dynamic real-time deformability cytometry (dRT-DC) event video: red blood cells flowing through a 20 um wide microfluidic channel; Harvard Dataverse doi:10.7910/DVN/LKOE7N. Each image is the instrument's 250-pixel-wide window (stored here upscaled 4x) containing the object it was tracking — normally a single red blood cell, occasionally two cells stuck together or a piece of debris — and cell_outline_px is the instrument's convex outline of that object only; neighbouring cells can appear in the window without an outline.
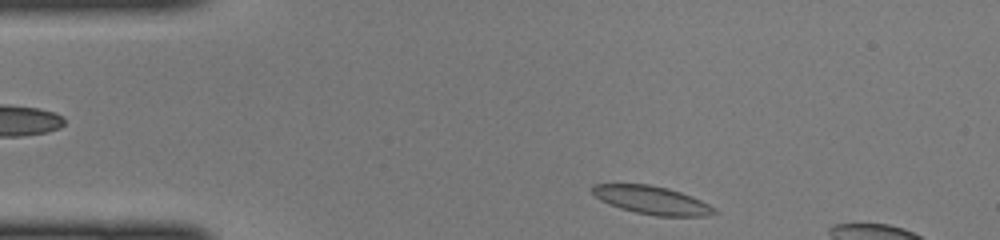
{"species": "common noctule bat (a hibernating species)", "species_latin": "Nyctalus noctula", "temperature_condition": "cold", "stored_images_in_passage": 7, "camera_frame_rate_fps": 3000, "um_per_image_px": 0.085, "animal": {"sex": "female", "body_mass_g": 22.0, "forearm_length_mm": 56.7}, "frame": {"image": 1, "passage_image": 1, "time_ms": 0.0, "image_size_px": [1000, 240], "cell_outline_px": [[720, 212], [708, 216], [656, 216], [636, 212], [620, 208], [600, 200], [592, 192], [592, 184], [648, 184], [668, 188], [692, 196], [716, 208]], "centroid_in_image_um": [55.45, 17.02], "position_along_channel_um": 29.6, "area_um2": 20.0}}